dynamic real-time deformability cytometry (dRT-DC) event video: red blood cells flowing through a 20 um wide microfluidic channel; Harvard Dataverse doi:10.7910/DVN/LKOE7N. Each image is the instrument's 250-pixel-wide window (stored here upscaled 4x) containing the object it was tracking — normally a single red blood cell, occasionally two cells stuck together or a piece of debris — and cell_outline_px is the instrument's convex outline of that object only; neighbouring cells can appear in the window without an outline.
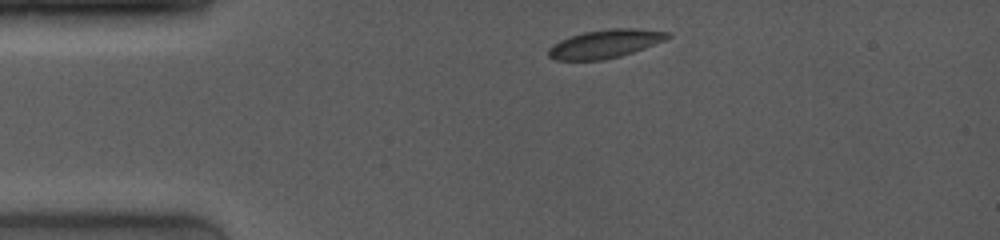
{"species": "common noctule bat (a hibernating species)", "species_latin": "Nyctalus noctula", "temperature_condition": "room temperature", "stored_images_in_passage": 28, "camera_frame_rate_fps": 4000, "um_per_image_px": 0.085, "animal": {"sex": "female", "body_mass_g": 19.0, "forearm_length_mm": 53.3}, "frame": {"image": 1, "passage_image": 1, "time_ms": 0.0, "image_size_px": [1000, 240], "cell_outline_px": [[672, 36], [664, 40], [644, 48], [620, 56], [600, 60], [552, 60], [548, 56], [548, 48], [552, 44], [560, 40], [584, 32], [612, 28], [636, 28], [672, 32]], "centroid_in_image_um": [51.43, 3.72], "position_along_channel_um": 33.6, "area_um2": 19.71}}
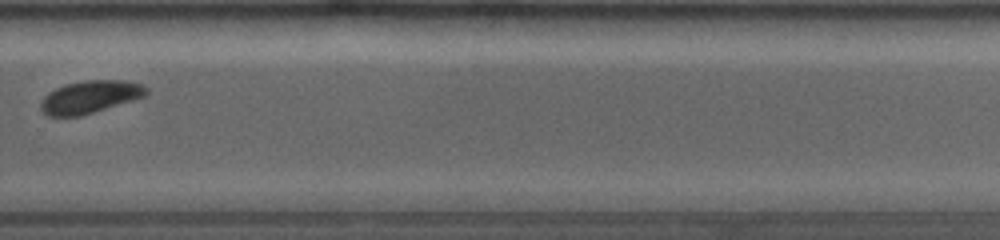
{"frame": {"image": 2, "passage_image": 19, "time_ms": 8.25, "image_size_px": [1000, 240], "cell_outline_px": [[148, 92], [144, 96], [132, 100], [80, 116], [48, 116], [40, 108], [40, 104], [44, 96], [48, 92], [56, 88], [68, 84], [84, 80], [124, 80], [140, 84], [148, 88]], "centroid_in_image_um": [7.63, 8.23], "position_along_channel_um": 322.2, "area_um2": 19.77}}
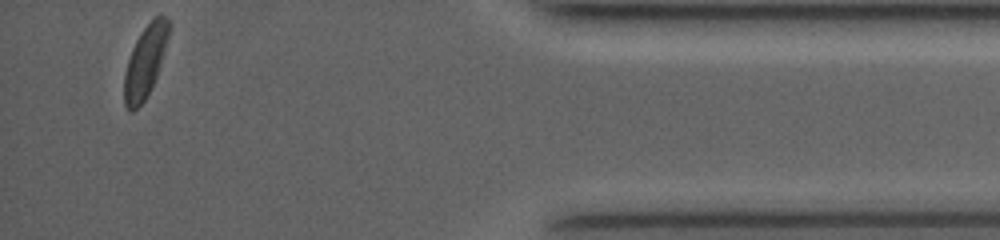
{"frame": {"image": 3, "passage_image": 28, "time_ms": 11.75, "image_size_px": [1000, 240], "cell_outline_px": [[172, 24], [156, 76], [144, 100], [132, 112], [128, 112], [124, 104], [124, 72], [132, 48], [140, 32], [152, 16], [160, 12], [172, 20]], "centroid_in_image_um": [12.36, 5.12], "position_along_channel_um": 422.8, "area_um2": 18.9}, "authors_computed_cell_mechanics": {"area_um2": 20.1722, "velocity_mm_per_s": 4.021, "shape_relaxation_time_tau1_ms": 2.8742, "shape_relaxation_time_tau2_ms": null, "deformation_change_tau1": 0.0946, "deformation_change_tau2": null}}